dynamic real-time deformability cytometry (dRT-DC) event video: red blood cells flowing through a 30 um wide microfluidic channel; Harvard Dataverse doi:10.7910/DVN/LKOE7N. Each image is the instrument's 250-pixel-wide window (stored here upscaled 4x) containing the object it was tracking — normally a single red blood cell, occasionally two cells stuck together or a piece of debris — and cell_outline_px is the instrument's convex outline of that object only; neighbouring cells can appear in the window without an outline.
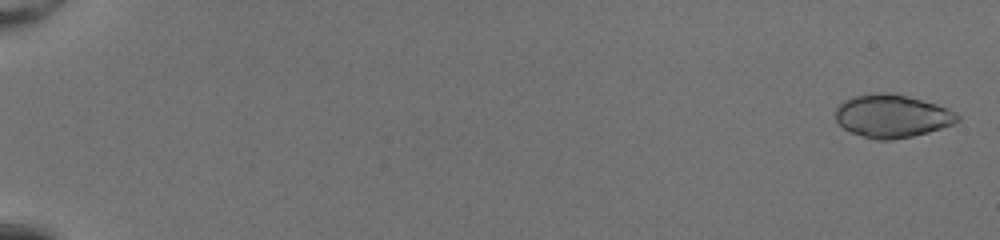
{"species": "common noctule bat (a hibernating species)", "species_latin": "Nyctalus noctula", "temperature_condition": "room temperature", "stored_images_in_passage": 53, "camera_frame_rate_fps": 3000, "um_per_image_px": 0.085, "animal": {"sex": "female", "body_mass_g": 20.0, "forearm_length_mm": 54.0}, "frame": {"image": 1, "passage_image": 2, "time_ms": 0.333, "image_size_px": [1000, 240], "cell_outline_px": [[960, 120], [952, 124], [928, 132], [912, 136], [892, 140], [876, 140], [852, 132], [844, 128], [836, 120], [836, 108], [844, 100], [852, 96], [876, 92], [892, 92], [908, 96], [936, 104], [948, 108], [956, 112], [960, 116]], "centroid_in_image_um": [75.83, 9.85], "position_along_channel_um": 9.2, "area_um2": 30.58}}
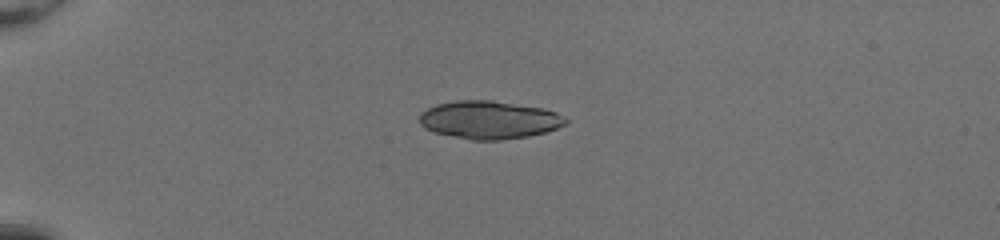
{"frame": {"image": 2, "passage_image": 16, "time_ms": 5.0, "image_size_px": [1000, 240], "cell_outline_px": [[568, 124], [544, 132], [528, 136], [500, 140], [472, 140], [436, 132], [424, 128], [420, 124], [420, 112], [436, 104], [456, 100], [492, 100], [544, 108], [556, 112], [564, 116], [568, 120]], "centroid_in_image_um": [41.59, 10.18], "position_along_channel_um": 43.4, "area_um2": 32.37}}